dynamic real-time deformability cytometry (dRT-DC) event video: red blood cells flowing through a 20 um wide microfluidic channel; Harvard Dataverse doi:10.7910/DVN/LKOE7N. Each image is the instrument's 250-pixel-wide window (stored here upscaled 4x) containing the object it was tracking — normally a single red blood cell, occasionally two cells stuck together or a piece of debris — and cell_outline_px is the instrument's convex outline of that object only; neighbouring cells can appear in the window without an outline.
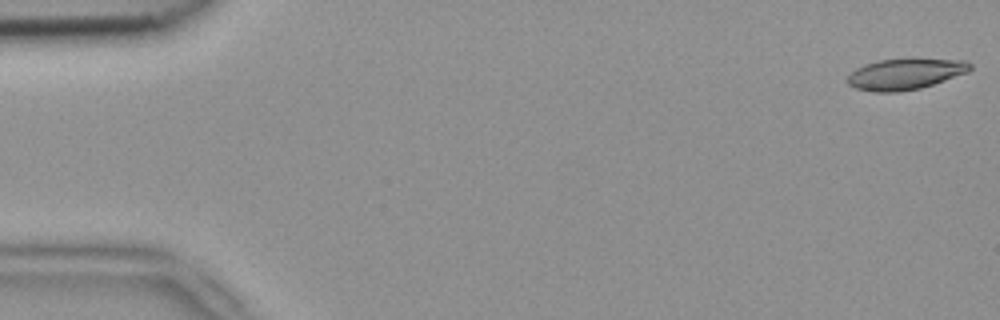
{"species": "common noctule bat (a hibernating species)", "species_latin": "Nyctalus noctula", "temperature_condition": "room temperature", "stored_images_in_passage": 51, "camera_frame_rate_fps": 3000, "um_per_image_px": 0.085, "animal": {"sex": "female", "body_mass_g": 18.4}, "frame": {"image": 1, "passage_image": 1, "time_ms": 0.0, "image_size_px": [1000, 320], "cell_outline_px": [[972, 68], [968, 72], [920, 88], [900, 92], [872, 92], [856, 88], [848, 84], [848, 76], [856, 68], [864, 64], [880, 60], [908, 56], [912, 56], [964, 60], [972, 64]], "centroid_in_image_um": [76.98, 6.24], "position_along_channel_um": 8.0, "area_um2": 22.89}}
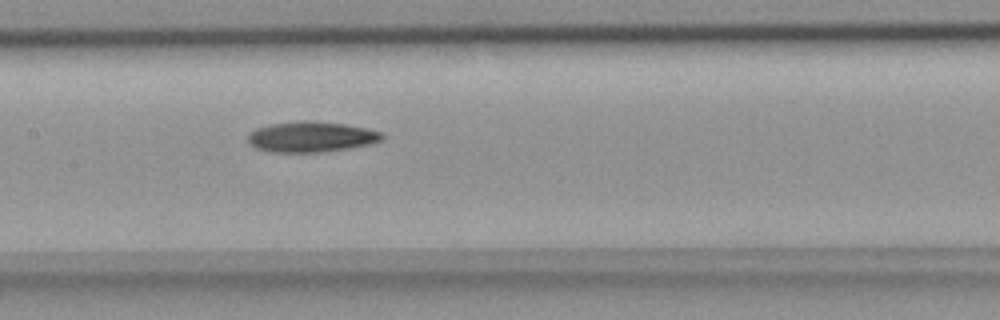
{"frame": {"image": 2, "passage_image": 25, "time_ms": 8.0, "image_size_px": [1000, 320], "cell_outline_px": [[384, 140], [368, 144], [348, 148], [320, 152], [268, 152], [256, 148], [248, 140], [248, 132], [256, 128], [272, 124], [300, 120], [312, 120], [344, 124], [364, 128], [380, 132], [384, 136]], "centroid_in_image_um": [26.42, 11.62], "position_along_channel_um": 181.0, "area_um2": 23.81}}
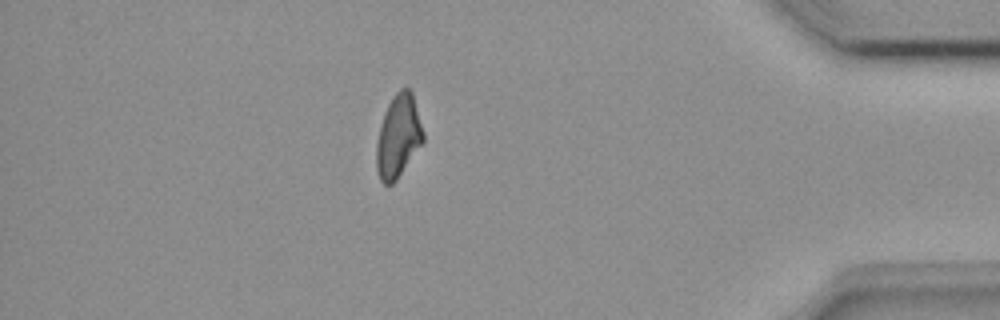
{"frame": {"image": 3, "passage_image": 45, "time_ms": 14.667, "image_size_px": [1000, 320], "cell_outline_px": [[424, 140], [396, 180], [392, 184], [384, 184], [380, 180], [376, 168], [376, 144], [380, 124], [384, 112], [392, 96], [400, 88], [408, 88], [412, 92], [424, 132]], "centroid_in_image_um": [33.84, 11.56], "position_along_channel_um": 401.4, "area_um2": 22.54}}